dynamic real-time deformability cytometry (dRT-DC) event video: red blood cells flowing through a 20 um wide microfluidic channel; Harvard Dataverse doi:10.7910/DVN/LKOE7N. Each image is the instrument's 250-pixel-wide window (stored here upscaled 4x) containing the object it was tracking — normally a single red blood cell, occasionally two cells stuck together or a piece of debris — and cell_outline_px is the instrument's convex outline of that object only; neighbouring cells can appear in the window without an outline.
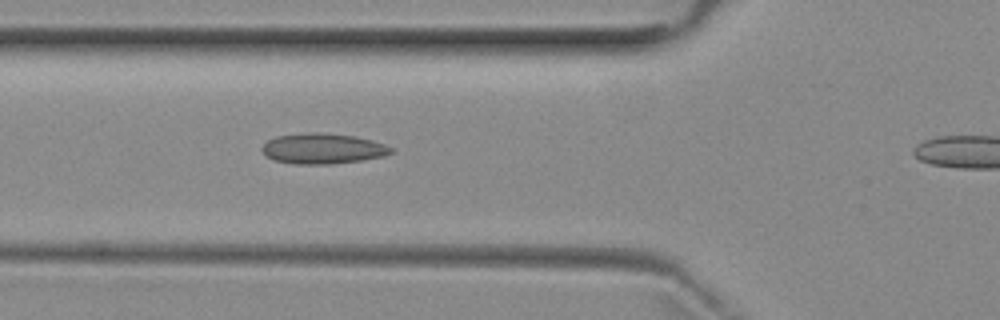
{"species": "common noctule bat (a hibernating species)", "species_latin": "Nyctalus noctula", "temperature_condition": "room temperature", "stored_images_in_passage": 5, "camera_frame_rate_fps": 3000, "um_per_image_px": 0.085, "animal": {"sex": "female", "body_mass_g": 29.2, "forearm_length_mm": 56.3}, "frame": {"image": 1, "passage_image": 4, "time_ms": 4.333, "image_size_px": [1000, 320], "cell_outline_px": [[392, 152], [384, 156], [360, 160], [332, 164], [292, 164], [272, 160], [260, 148], [268, 140], [276, 136], [308, 132], [320, 132], [356, 136], [372, 140], [384, 144], [392, 148]], "centroid_in_image_um": [27.41, 12.63], "position_along_channel_um": 98.4, "area_um2": 22.95}}